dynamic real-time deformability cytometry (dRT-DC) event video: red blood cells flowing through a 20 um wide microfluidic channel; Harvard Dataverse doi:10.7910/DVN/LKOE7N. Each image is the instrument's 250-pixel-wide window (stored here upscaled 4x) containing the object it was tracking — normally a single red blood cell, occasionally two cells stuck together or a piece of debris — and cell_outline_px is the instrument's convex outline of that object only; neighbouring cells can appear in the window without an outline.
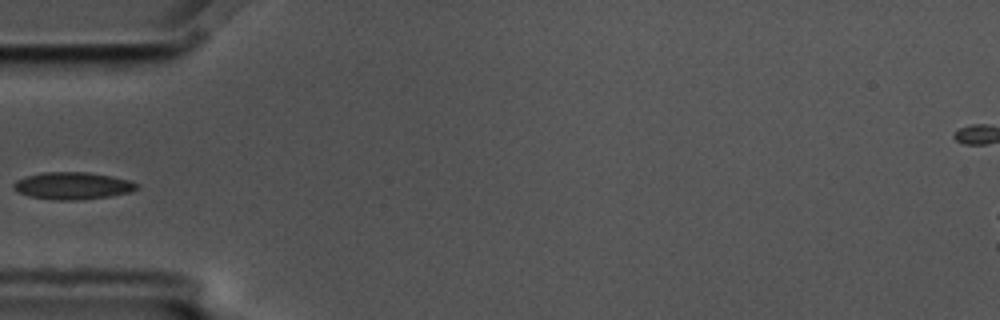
{"species": "common noctule bat (a hibernating species)", "species_latin": "Nyctalus noctula", "temperature_condition": "cold", "stored_images_in_passage": 6, "camera_frame_rate_fps": 3000, "um_per_image_px": 0.085, "animal": {"sex": "male", "body_mass_g": 17.5, "forearm_length_mm": 52.3}, "frame": {"image": 1, "passage_image": 6, "time_ms": 1.667, "image_size_px": [1000, 320], "cell_outline_px": [[140, 188], [132, 192], [108, 196], [76, 200], [52, 200], [28, 196], [16, 192], [12, 188], [12, 184], [16, 180], [24, 176], [44, 172], [88, 172], [112, 176], [128, 180], [140, 184]], "centroid_in_image_um": [6.15, 15.79], "position_along_channel_um": 78.9, "area_um2": 19.83}}